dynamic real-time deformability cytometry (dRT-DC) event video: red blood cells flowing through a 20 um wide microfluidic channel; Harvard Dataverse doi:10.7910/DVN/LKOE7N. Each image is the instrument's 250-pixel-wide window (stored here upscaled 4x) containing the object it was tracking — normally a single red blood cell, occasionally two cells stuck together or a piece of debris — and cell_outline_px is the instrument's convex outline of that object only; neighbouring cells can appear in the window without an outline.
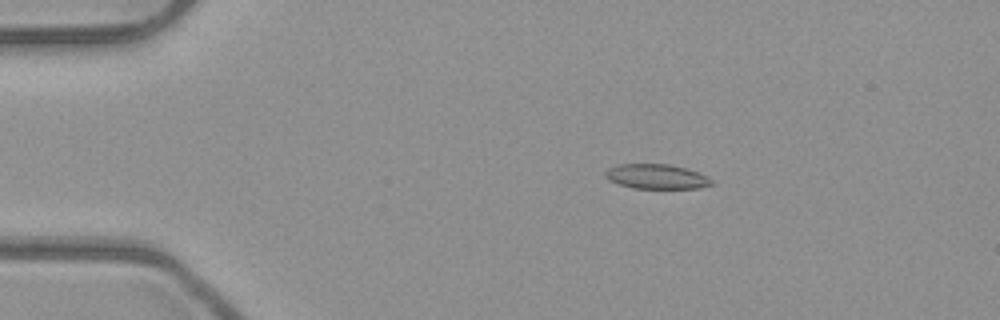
{"species": "common noctule bat (a hibernating species)", "species_latin": "Nyctalus noctula", "temperature_condition": "room temperature", "stored_images_in_passage": 45, "camera_frame_rate_fps": 3000, "um_per_image_px": 0.085, "animal": {"sex": "male", "body_mass_g": 23.1, "forearm_length_mm": 52.7}, "frame": {"image": 1, "passage_image": 2, "time_ms": 0.333, "image_size_px": [1000, 320], "cell_outline_px": [[712, 184], [700, 188], [632, 188], [608, 180], [604, 176], [604, 172], [608, 168], [616, 164], [668, 164], [688, 168], [708, 176], [712, 180]], "centroid_in_image_um": [55.79, 15.0], "position_along_channel_um": 29.2, "area_um2": 15.43}}
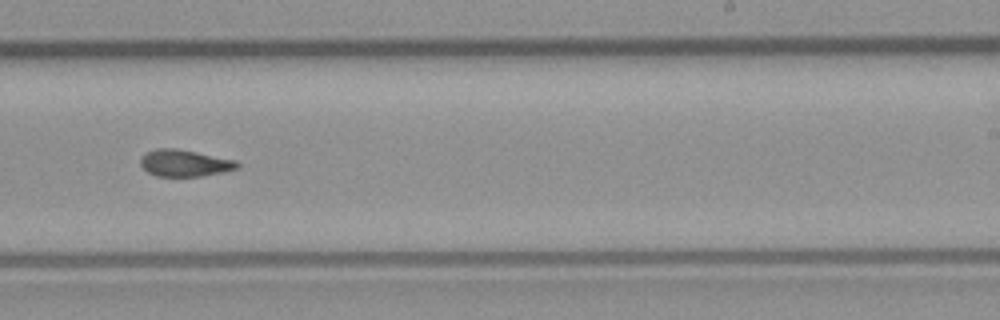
{"frame": {"image": 2, "passage_image": 25, "time_ms": 8.0, "image_size_px": [1000, 320], "cell_outline_px": [[240, 168], [224, 172], [204, 176], [156, 176], [148, 172], [140, 164], [140, 160], [148, 152], [156, 148], [176, 148], [236, 160], [240, 164]], "centroid_in_image_um": [15.74, 13.87], "position_along_channel_um": 273.3, "area_um2": 15.09}}
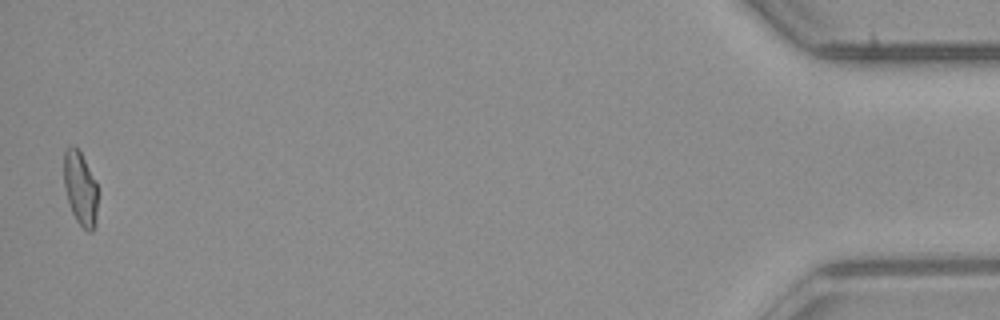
{"frame": {"image": 3, "passage_image": 44, "time_ms": 14.333, "image_size_px": [1000, 320], "cell_outline_px": [[96, 220], [92, 232], [88, 232], [76, 220], [72, 212], [68, 200], [64, 184], [64, 152], [72, 144], [80, 152], [96, 180]], "centroid_in_image_um": [6.82, 16.01], "position_along_channel_um": 428.4, "area_um2": 14.28}, "authors_computed_cell_mechanics": {"area_um2": 15.2014, "velocity_mm_per_s": 3.9745, "shape_relaxation_time_tau1_ms": null, "shape_relaxation_time_tau2_ms": 4.0593, "deformation_change_tau1": null, "deformation_change_tau2": 0.1134}}